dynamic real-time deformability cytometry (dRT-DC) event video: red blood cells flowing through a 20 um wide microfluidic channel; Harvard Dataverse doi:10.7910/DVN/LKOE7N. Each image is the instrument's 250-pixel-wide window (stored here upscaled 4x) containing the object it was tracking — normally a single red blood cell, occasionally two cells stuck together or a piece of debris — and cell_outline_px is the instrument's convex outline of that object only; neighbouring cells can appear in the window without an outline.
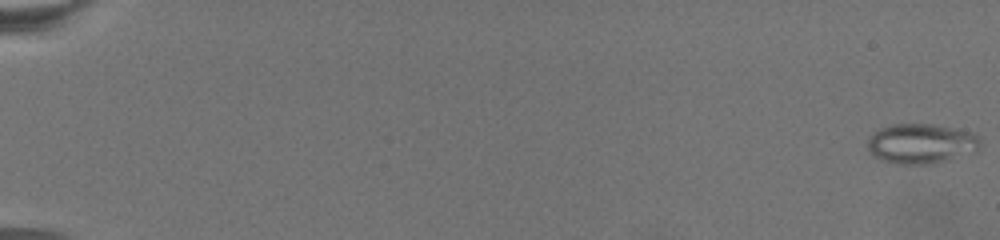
{"species": "common noctule bat (a hibernating species)", "species_latin": "Nyctalus noctula", "temperature_condition": "warm", "stored_images_in_passage": 75, "camera_frame_rate_fps": 3000, "um_per_image_px": 0.085, "animal": {"sex": "female", "body_mass_g": 19.5, "forearm_length_mm": 54.1}, "frame": {"image": 1, "passage_image": 1, "time_ms": 0.0, "image_size_px": [1000, 240], "cell_outline_px": [[980, 148], [976, 152], [928, 164], [896, 164], [872, 156], [868, 148], [868, 136], [872, 132], [880, 128], [892, 124], [932, 124], [972, 132], [980, 140]], "centroid_in_image_um": [78.27, 12.2], "position_along_channel_um": 6.7, "area_um2": 26.18}}
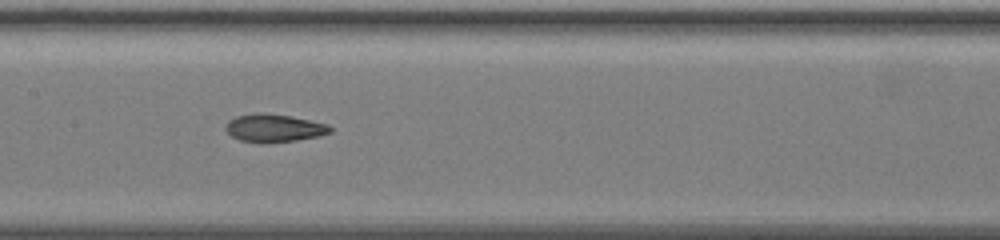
{"frame": {"image": 2, "passage_image": 41, "time_ms": 13.333, "image_size_px": [1000, 240], "cell_outline_px": [[332, 132], [320, 136], [296, 140], [264, 144], [260, 144], [240, 140], [232, 136], [224, 128], [228, 120], [236, 116], [256, 112], [292, 116], [328, 124], [332, 128]], "centroid_in_image_um": [23.29, 10.89], "position_along_channel_um": 184.1, "area_um2": 17.28}}
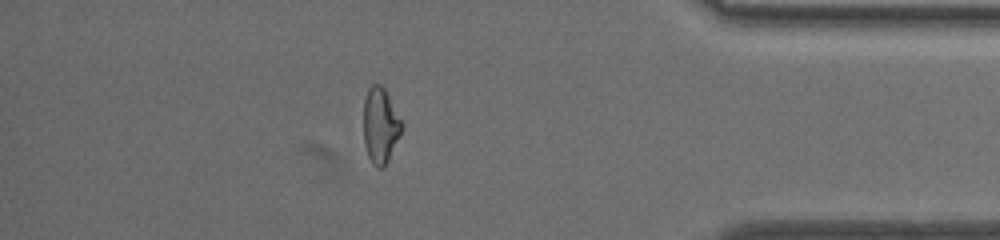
{"frame": {"image": 3, "passage_image": 66, "time_ms": 21.667, "image_size_px": [1000, 240], "cell_outline_px": [[404, 128], [384, 168], [376, 168], [372, 164], [368, 156], [364, 144], [364, 100], [368, 88], [372, 84], [380, 84], [384, 88], [404, 124]], "centroid_in_image_um": [32.34, 10.69], "position_along_channel_um": 402.9, "area_um2": 16.99}}